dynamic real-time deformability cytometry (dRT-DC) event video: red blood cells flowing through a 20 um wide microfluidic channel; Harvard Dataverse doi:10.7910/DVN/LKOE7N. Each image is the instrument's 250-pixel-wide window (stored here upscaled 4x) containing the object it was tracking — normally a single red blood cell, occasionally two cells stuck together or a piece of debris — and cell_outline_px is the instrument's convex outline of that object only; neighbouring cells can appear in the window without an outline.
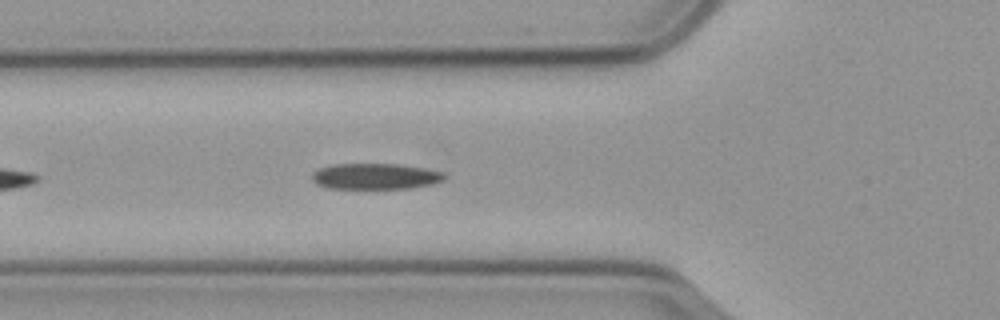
{"species": "common noctule bat (a hibernating species)", "species_latin": "Nyctalus noctula", "temperature_condition": "cold", "stored_images_in_passage": 18, "camera_frame_rate_fps": 3000, "um_per_image_px": 0.085, "animal": {"sex": "male", "body_mass_g": 23.1, "forearm_length_mm": 52.7}, "frame": {"image": 1, "passage_image": 3, "time_ms": 0.667, "image_size_px": [1000, 320], "cell_outline_px": [[448, 176], [444, 180], [432, 184], [412, 188], [328, 188], [316, 184], [312, 180], [312, 172], [320, 168], [332, 164], [400, 164], [424, 168], [444, 172]], "centroid_in_image_um": [31.93, 14.98], "position_along_channel_um": 93.9, "area_um2": 20.11}}
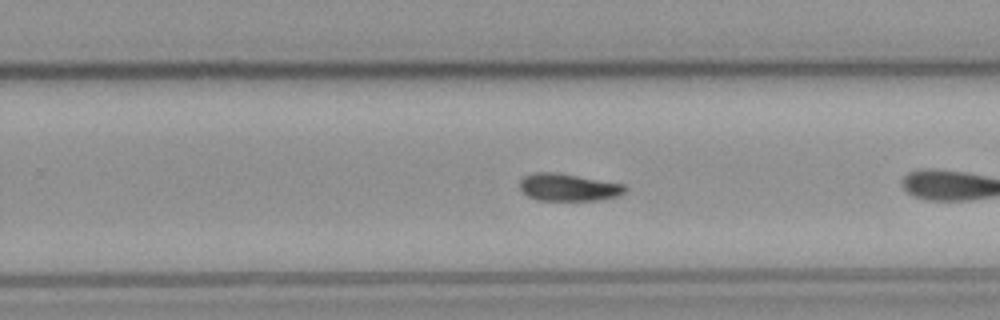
{"frame": {"image": 2, "passage_image": 16, "time_ms": 5.0, "image_size_px": [1000, 320], "cell_outline_px": [[628, 188], [620, 196], [600, 200], [536, 200], [528, 196], [520, 188], [520, 180], [524, 176], [532, 172], [552, 172], [624, 184]], "centroid_in_image_um": [48.31, 15.93], "position_along_channel_um": 281.5, "area_um2": 16.7}}